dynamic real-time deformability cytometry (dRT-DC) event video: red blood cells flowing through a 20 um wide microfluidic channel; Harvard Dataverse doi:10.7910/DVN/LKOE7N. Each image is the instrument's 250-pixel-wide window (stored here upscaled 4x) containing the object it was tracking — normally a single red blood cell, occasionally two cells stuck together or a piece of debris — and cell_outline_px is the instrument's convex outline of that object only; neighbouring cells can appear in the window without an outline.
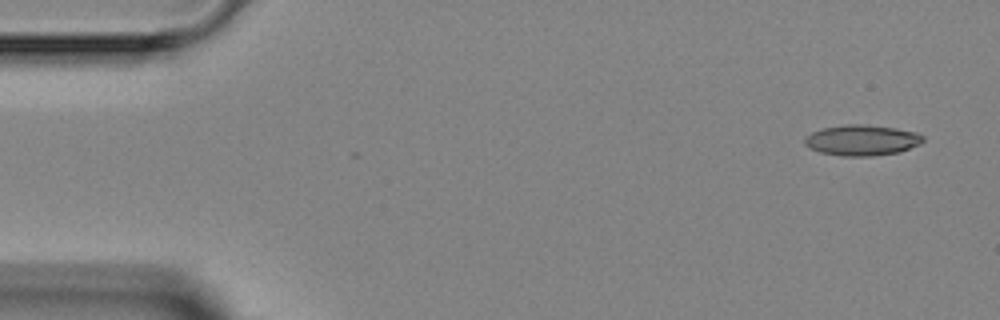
{"species": "Egyptian fruit bat (a non-hibernating species)", "species_latin": "Rousettus aegyptiacus", "temperature_condition": "room temperature", "stored_images_in_passage": 4, "camera_frame_rate_fps": 3000, "um_per_image_px": 0.085, "animal": {"sex": "female"}, "frame": {"image": 1, "passage_image": 1, "time_ms": 0.0, "image_size_px": [1000, 320], "cell_outline_px": [[924, 140], [920, 144], [900, 152], [872, 156], [844, 156], [820, 152], [808, 148], [804, 144], [804, 136], [812, 132], [824, 128], [844, 124], [864, 124], [896, 128], [916, 132], [924, 136]], "centroid_in_image_um": [73.25, 11.91], "position_along_channel_um": 11.7, "area_um2": 21.33}}
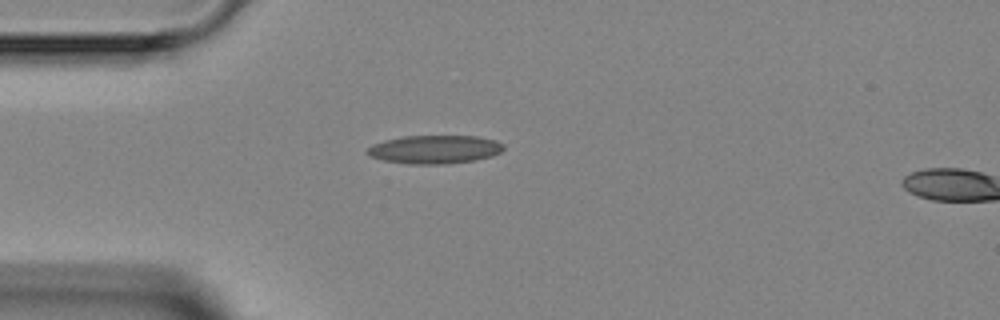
{"frame": {"image": 2, "passage_image": 3, "time_ms": 3.333, "image_size_px": [1000, 320], "cell_outline_px": [[504, 148], [500, 152], [492, 156], [472, 160], [444, 164], [408, 164], [384, 160], [368, 156], [364, 152], [368, 148], [384, 140], [404, 136], [476, 136], [496, 140], [504, 144]], "centroid_in_image_um": [36.94, 12.7], "position_along_channel_um": 48.1, "area_um2": 22.48}}